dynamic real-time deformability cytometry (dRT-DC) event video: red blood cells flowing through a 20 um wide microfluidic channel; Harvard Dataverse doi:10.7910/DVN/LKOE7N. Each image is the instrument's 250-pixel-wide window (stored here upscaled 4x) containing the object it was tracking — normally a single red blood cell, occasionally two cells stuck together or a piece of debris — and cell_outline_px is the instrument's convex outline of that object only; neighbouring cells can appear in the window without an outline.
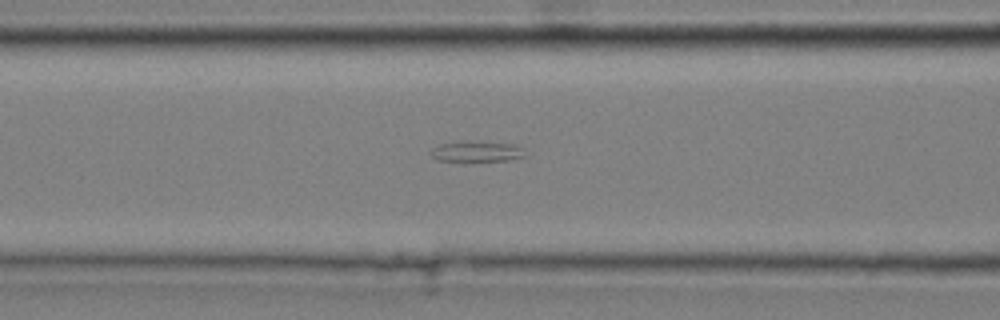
{"species": "common noctule bat (a hibernating species)", "species_latin": "Nyctalus noctula", "temperature_condition": "cold", "stored_images_in_passage": 43, "segment_of_instrument_passage": [2, 2], "camera_frame_rate_fps": 3000, "um_per_image_px": 0.085, "animal": {"sex": "male", "body_mass_g": 20.4}, "frame": {"image": 1, "passage_image": 22, "time_ms": 7.0, "image_size_px": [1000, 320], "cell_outline_px": [[528, 156], [508, 160], [436, 160], [428, 152], [432, 148], [440, 144], [460, 140], [512, 144], [520, 148]], "centroid_in_image_um": [40.46, 12.85], "position_along_channel_um": 126.1, "area_um2": 11.21}}
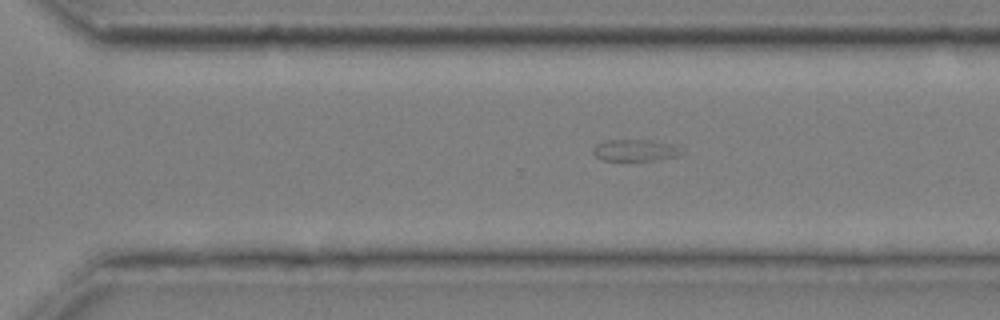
{"frame": {"image": 2, "passage_image": 38, "time_ms": 12.333, "image_size_px": [1000, 320], "cell_outline_px": [[676, 156], [652, 160], [620, 164], [600, 160], [592, 152], [592, 148], [596, 144], [604, 140], [648, 140], [672, 144], [676, 148]], "centroid_in_image_um": [53.77, 12.83], "position_along_channel_um": 316.8, "area_um2": 11.5}}
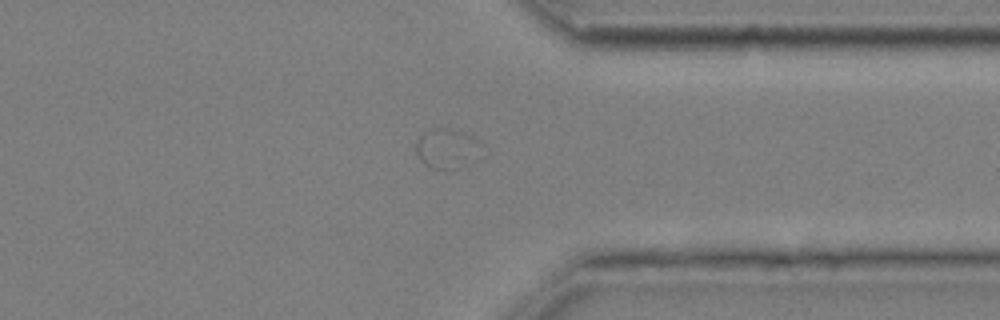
{"frame": {"image": 3, "passage_image": 43, "time_ms": 14.0, "image_size_px": [1000, 320], "cell_outline_px": [[484, 156], [444, 168], [432, 168], [424, 164], [420, 160], [416, 152], [416, 140], [424, 132], [436, 128], [448, 128], [464, 132], [480, 140], [484, 144]], "centroid_in_image_um": [38.05, 12.56], "position_along_channel_um": 373.4, "area_um2": 15.09}}